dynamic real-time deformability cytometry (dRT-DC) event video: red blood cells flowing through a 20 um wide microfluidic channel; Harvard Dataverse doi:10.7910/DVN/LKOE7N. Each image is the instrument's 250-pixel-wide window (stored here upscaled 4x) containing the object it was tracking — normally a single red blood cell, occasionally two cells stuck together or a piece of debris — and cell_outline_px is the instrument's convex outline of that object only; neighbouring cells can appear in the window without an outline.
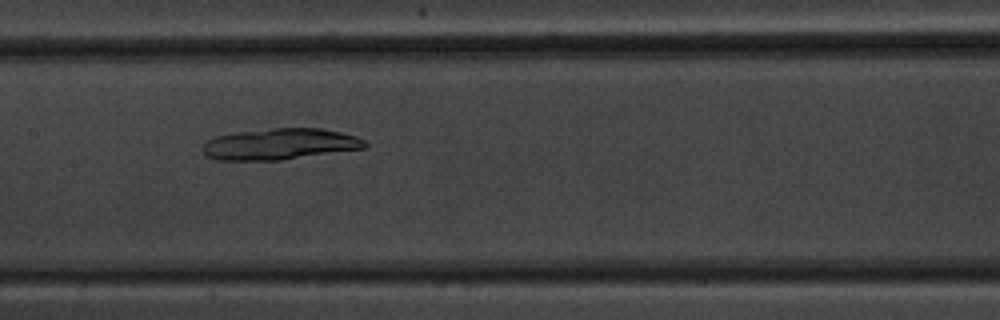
{"species": "common noctule bat (a hibernating species)", "species_latin": "Nyctalus noctula", "temperature_condition": "warm", "stored_images_in_passage": 41, "camera_frame_rate_fps": 3000, "um_per_image_px": 0.085, "animal": {"sex": "male", "body_mass_g": 20.1, "forearm_length_mm": 53.5}, "frame": {"image": 1, "passage_image": 12, "time_ms": 3.667, "image_size_px": [1000, 320], "cell_outline_px": [[368, 148], [280, 160], [216, 160], [208, 156], [204, 152], [204, 140], [212, 136], [236, 132], [272, 128], [324, 128], [356, 136], [364, 140], [368, 144]], "centroid_in_image_um": [23.8, 12.24], "position_along_channel_um": 183.6, "area_um2": 29.77}}
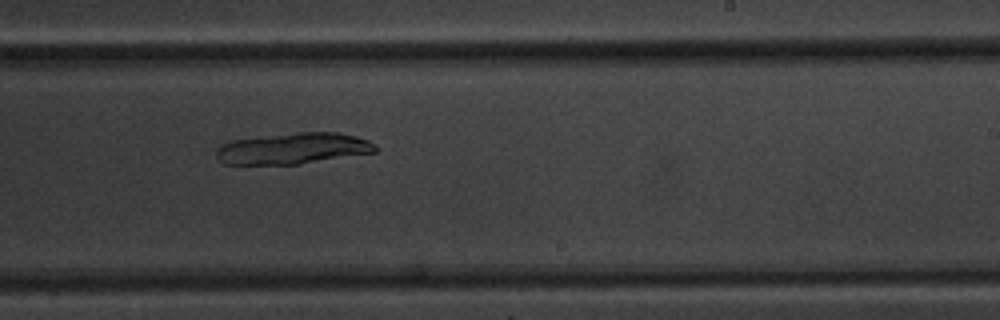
{"frame": {"image": 2, "passage_image": 19, "time_ms": 6.0, "image_size_px": [1000, 320], "cell_outline_px": [[380, 148], [376, 152], [300, 164], [224, 164], [216, 156], [216, 152], [220, 144], [232, 140], [300, 132], [336, 132], [356, 136], [368, 140]], "centroid_in_image_um": [24.94, 12.62], "position_along_channel_um": 264.1, "area_um2": 28.84}}
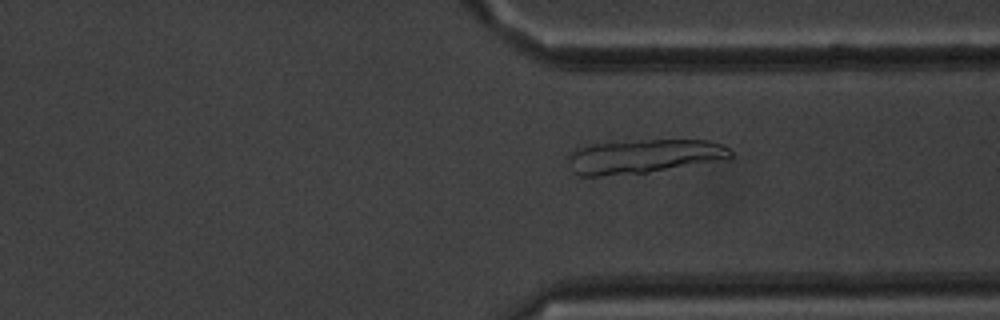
{"frame": {"image": 3, "passage_image": 27, "time_ms": 8.667, "image_size_px": [1000, 320], "cell_outline_px": [[732, 156], [728, 160], [648, 172], [600, 176], [580, 176], [572, 172], [568, 164], [568, 152], [576, 148], [592, 144], [640, 140], [708, 140], [720, 144], [728, 148], [732, 152]], "centroid_in_image_um": [54.71, 13.29], "position_along_channel_um": 356.7, "area_um2": 32.54}}